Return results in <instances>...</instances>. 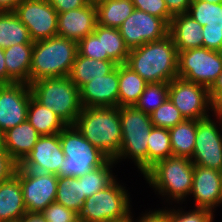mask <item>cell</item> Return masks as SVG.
Returning <instances> with one entry per match:
<instances>
[{
	"label": "cell",
	"instance_id": "1",
	"mask_svg": "<svg viewBox=\"0 0 222 222\" xmlns=\"http://www.w3.org/2000/svg\"><path fill=\"white\" fill-rule=\"evenodd\" d=\"M125 64L147 83H170L178 77V51L172 36L131 49Z\"/></svg>",
	"mask_w": 222,
	"mask_h": 222
},
{
	"label": "cell",
	"instance_id": "2",
	"mask_svg": "<svg viewBox=\"0 0 222 222\" xmlns=\"http://www.w3.org/2000/svg\"><path fill=\"white\" fill-rule=\"evenodd\" d=\"M74 125L110 159L118 156L122 141L119 107H82Z\"/></svg>",
	"mask_w": 222,
	"mask_h": 222
},
{
	"label": "cell",
	"instance_id": "3",
	"mask_svg": "<svg viewBox=\"0 0 222 222\" xmlns=\"http://www.w3.org/2000/svg\"><path fill=\"white\" fill-rule=\"evenodd\" d=\"M78 43L63 37H52L33 44L29 84L45 78L69 76Z\"/></svg>",
	"mask_w": 222,
	"mask_h": 222
},
{
	"label": "cell",
	"instance_id": "4",
	"mask_svg": "<svg viewBox=\"0 0 222 222\" xmlns=\"http://www.w3.org/2000/svg\"><path fill=\"white\" fill-rule=\"evenodd\" d=\"M194 164L188 157L171 156L156 162L144 174L145 180L162 197L183 202L190 195Z\"/></svg>",
	"mask_w": 222,
	"mask_h": 222
},
{
	"label": "cell",
	"instance_id": "5",
	"mask_svg": "<svg viewBox=\"0 0 222 222\" xmlns=\"http://www.w3.org/2000/svg\"><path fill=\"white\" fill-rule=\"evenodd\" d=\"M121 119L122 141L118 160L132 159L138 170L145 173L148 170V138L153 128L151 116L140 111L135 106L119 107Z\"/></svg>",
	"mask_w": 222,
	"mask_h": 222
},
{
	"label": "cell",
	"instance_id": "6",
	"mask_svg": "<svg viewBox=\"0 0 222 222\" xmlns=\"http://www.w3.org/2000/svg\"><path fill=\"white\" fill-rule=\"evenodd\" d=\"M32 96L43 106L51 109L67 125H74L82 105L79 88L69 76L45 78L30 83Z\"/></svg>",
	"mask_w": 222,
	"mask_h": 222
},
{
	"label": "cell",
	"instance_id": "7",
	"mask_svg": "<svg viewBox=\"0 0 222 222\" xmlns=\"http://www.w3.org/2000/svg\"><path fill=\"white\" fill-rule=\"evenodd\" d=\"M59 138L65 159L59 167L58 177H80L103 166L110 158L83 137L75 125H67Z\"/></svg>",
	"mask_w": 222,
	"mask_h": 222
},
{
	"label": "cell",
	"instance_id": "8",
	"mask_svg": "<svg viewBox=\"0 0 222 222\" xmlns=\"http://www.w3.org/2000/svg\"><path fill=\"white\" fill-rule=\"evenodd\" d=\"M116 180L85 199L79 213L80 221L113 222L124 220L132 215L128 191Z\"/></svg>",
	"mask_w": 222,
	"mask_h": 222
},
{
	"label": "cell",
	"instance_id": "9",
	"mask_svg": "<svg viewBox=\"0 0 222 222\" xmlns=\"http://www.w3.org/2000/svg\"><path fill=\"white\" fill-rule=\"evenodd\" d=\"M222 72V52L205 47L178 52L177 76L210 89Z\"/></svg>",
	"mask_w": 222,
	"mask_h": 222
},
{
	"label": "cell",
	"instance_id": "10",
	"mask_svg": "<svg viewBox=\"0 0 222 222\" xmlns=\"http://www.w3.org/2000/svg\"><path fill=\"white\" fill-rule=\"evenodd\" d=\"M168 98L187 120L205 119L209 110L215 112L208 88L179 77L169 83Z\"/></svg>",
	"mask_w": 222,
	"mask_h": 222
},
{
	"label": "cell",
	"instance_id": "11",
	"mask_svg": "<svg viewBox=\"0 0 222 222\" xmlns=\"http://www.w3.org/2000/svg\"><path fill=\"white\" fill-rule=\"evenodd\" d=\"M214 114L216 122L210 116L197 120L195 146L190 160L194 165L222 171V113L215 111ZM218 121L221 129L216 125Z\"/></svg>",
	"mask_w": 222,
	"mask_h": 222
},
{
	"label": "cell",
	"instance_id": "12",
	"mask_svg": "<svg viewBox=\"0 0 222 222\" xmlns=\"http://www.w3.org/2000/svg\"><path fill=\"white\" fill-rule=\"evenodd\" d=\"M27 213H41L56 201L58 176L17 168Z\"/></svg>",
	"mask_w": 222,
	"mask_h": 222
},
{
	"label": "cell",
	"instance_id": "13",
	"mask_svg": "<svg viewBox=\"0 0 222 222\" xmlns=\"http://www.w3.org/2000/svg\"><path fill=\"white\" fill-rule=\"evenodd\" d=\"M14 12L27 27L33 42L57 36L58 13L46 0H23Z\"/></svg>",
	"mask_w": 222,
	"mask_h": 222
},
{
	"label": "cell",
	"instance_id": "14",
	"mask_svg": "<svg viewBox=\"0 0 222 222\" xmlns=\"http://www.w3.org/2000/svg\"><path fill=\"white\" fill-rule=\"evenodd\" d=\"M118 30L131 50L164 38L169 34V25L157 16L135 9Z\"/></svg>",
	"mask_w": 222,
	"mask_h": 222
},
{
	"label": "cell",
	"instance_id": "15",
	"mask_svg": "<svg viewBox=\"0 0 222 222\" xmlns=\"http://www.w3.org/2000/svg\"><path fill=\"white\" fill-rule=\"evenodd\" d=\"M31 96L29 84H2L0 87V131L2 133L27 120Z\"/></svg>",
	"mask_w": 222,
	"mask_h": 222
},
{
	"label": "cell",
	"instance_id": "16",
	"mask_svg": "<svg viewBox=\"0 0 222 222\" xmlns=\"http://www.w3.org/2000/svg\"><path fill=\"white\" fill-rule=\"evenodd\" d=\"M65 154L59 133L40 136L32 151L19 163V168L42 173L59 174Z\"/></svg>",
	"mask_w": 222,
	"mask_h": 222
},
{
	"label": "cell",
	"instance_id": "17",
	"mask_svg": "<svg viewBox=\"0 0 222 222\" xmlns=\"http://www.w3.org/2000/svg\"><path fill=\"white\" fill-rule=\"evenodd\" d=\"M190 195L195 207L213 210L222 205V173L216 169L194 165L193 182Z\"/></svg>",
	"mask_w": 222,
	"mask_h": 222
},
{
	"label": "cell",
	"instance_id": "18",
	"mask_svg": "<svg viewBox=\"0 0 222 222\" xmlns=\"http://www.w3.org/2000/svg\"><path fill=\"white\" fill-rule=\"evenodd\" d=\"M79 93L82 107H118L119 65L111 73L84 84Z\"/></svg>",
	"mask_w": 222,
	"mask_h": 222
},
{
	"label": "cell",
	"instance_id": "19",
	"mask_svg": "<svg viewBox=\"0 0 222 222\" xmlns=\"http://www.w3.org/2000/svg\"><path fill=\"white\" fill-rule=\"evenodd\" d=\"M97 24L96 4L91 1L87 6L58 13L57 36L78 43L84 37L93 33Z\"/></svg>",
	"mask_w": 222,
	"mask_h": 222
},
{
	"label": "cell",
	"instance_id": "20",
	"mask_svg": "<svg viewBox=\"0 0 222 222\" xmlns=\"http://www.w3.org/2000/svg\"><path fill=\"white\" fill-rule=\"evenodd\" d=\"M40 136L26 120L3 133L4 149L19 164L32 151Z\"/></svg>",
	"mask_w": 222,
	"mask_h": 222
},
{
	"label": "cell",
	"instance_id": "21",
	"mask_svg": "<svg viewBox=\"0 0 222 222\" xmlns=\"http://www.w3.org/2000/svg\"><path fill=\"white\" fill-rule=\"evenodd\" d=\"M202 26L187 13L173 16L169 25L177 51L203 47Z\"/></svg>",
	"mask_w": 222,
	"mask_h": 222
},
{
	"label": "cell",
	"instance_id": "22",
	"mask_svg": "<svg viewBox=\"0 0 222 222\" xmlns=\"http://www.w3.org/2000/svg\"><path fill=\"white\" fill-rule=\"evenodd\" d=\"M33 44H17L4 49L7 84H29Z\"/></svg>",
	"mask_w": 222,
	"mask_h": 222
},
{
	"label": "cell",
	"instance_id": "23",
	"mask_svg": "<svg viewBox=\"0 0 222 222\" xmlns=\"http://www.w3.org/2000/svg\"><path fill=\"white\" fill-rule=\"evenodd\" d=\"M27 213L19 178L0 183V222L19 220Z\"/></svg>",
	"mask_w": 222,
	"mask_h": 222
},
{
	"label": "cell",
	"instance_id": "24",
	"mask_svg": "<svg viewBox=\"0 0 222 222\" xmlns=\"http://www.w3.org/2000/svg\"><path fill=\"white\" fill-rule=\"evenodd\" d=\"M117 65L113 60H95L77 53L69 77L80 89L94 78L111 73Z\"/></svg>",
	"mask_w": 222,
	"mask_h": 222
},
{
	"label": "cell",
	"instance_id": "25",
	"mask_svg": "<svg viewBox=\"0 0 222 222\" xmlns=\"http://www.w3.org/2000/svg\"><path fill=\"white\" fill-rule=\"evenodd\" d=\"M27 120L41 136L60 133L67 126L58 115L40 104L33 96L28 105Z\"/></svg>",
	"mask_w": 222,
	"mask_h": 222
},
{
	"label": "cell",
	"instance_id": "26",
	"mask_svg": "<svg viewBox=\"0 0 222 222\" xmlns=\"http://www.w3.org/2000/svg\"><path fill=\"white\" fill-rule=\"evenodd\" d=\"M98 24L103 27L118 28L133 13L131 0H97Z\"/></svg>",
	"mask_w": 222,
	"mask_h": 222
},
{
	"label": "cell",
	"instance_id": "27",
	"mask_svg": "<svg viewBox=\"0 0 222 222\" xmlns=\"http://www.w3.org/2000/svg\"><path fill=\"white\" fill-rule=\"evenodd\" d=\"M148 83L125 63L119 65L118 107L135 106Z\"/></svg>",
	"mask_w": 222,
	"mask_h": 222
},
{
	"label": "cell",
	"instance_id": "28",
	"mask_svg": "<svg viewBox=\"0 0 222 222\" xmlns=\"http://www.w3.org/2000/svg\"><path fill=\"white\" fill-rule=\"evenodd\" d=\"M17 44H34L27 27L12 12H0V48Z\"/></svg>",
	"mask_w": 222,
	"mask_h": 222
},
{
	"label": "cell",
	"instance_id": "29",
	"mask_svg": "<svg viewBox=\"0 0 222 222\" xmlns=\"http://www.w3.org/2000/svg\"><path fill=\"white\" fill-rule=\"evenodd\" d=\"M168 130L170 133L172 156L191 158L195 146L197 120L185 119Z\"/></svg>",
	"mask_w": 222,
	"mask_h": 222
},
{
	"label": "cell",
	"instance_id": "30",
	"mask_svg": "<svg viewBox=\"0 0 222 222\" xmlns=\"http://www.w3.org/2000/svg\"><path fill=\"white\" fill-rule=\"evenodd\" d=\"M86 197L83 193L82 181L71 176L58 177L56 202L73 212H81Z\"/></svg>",
	"mask_w": 222,
	"mask_h": 222
},
{
	"label": "cell",
	"instance_id": "31",
	"mask_svg": "<svg viewBox=\"0 0 222 222\" xmlns=\"http://www.w3.org/2000/svg\"><path fill=\"white\" fill-rule=\"evenodd\" d=\"M93 33L97 37H102L103 55H108L118 65L126 63L130 50L118 28L97 24Z\"/></svg>",
	"mask_w": 222,
	"mask_h": 222
},
{
	"label": "cell",
	"instance_id": "32",
	"mask_svg": "<svg viewBox=\"0 0 222 222\" xmlns=\"http://www.w3.org/2000/svg\"><path fill=\"white\" fill-rule=\"evenodd\" d=\"M187 14L202 27L207 25V28L222 29V3L192 0Z\"/></svg>",
	"mask_w": 222,
	"mask_h": 222
},
{
	"label": "cell",
	"instance_id": "33",
	"mask_svg": "<svg viewBox=\"0 0 222 222\" xmlns=\"http://www.w3.org/2000/svg\"><path fill=\"white\" fill-rule=\"evenodd\" d=\"M114 164H116L114 159H109L103 166L78 177L82 181L83 193L86 198L106 188L116 179L111 170Z\"/></svg>",
	"mask_w": 222,
	"mask_h": 222
},
{
	"label": "cell",
	"instance_id": "34",
	"mask_svg": "<svg viewBox=\"0 0 222 222\" xmlns=\"http://www.w3.org/2000/svg\"><path fill=\"white\" fill-rule=\"evenodd\" d=\"M148 169L156 162L172 156L170 133L166 128L153 127L148 138Z\"/></svg>",
	"mask_w": 222,
	"mask_h": 222
},
{
	"label": "cell",
	"instance_id": "35",
	"mask_svg": "<svg viewBox=\"0 0 222 222\" xmlns=\"http://www.w3.org/2000/svg\"><path fill=\"white\" fill-rule=\"evenodd\" d=\"M169 97V83H148L140 95L135 107L146 114H151Z\"/></svg>",
	"mask_w": 222,
	"mask_h": 222
},
{
	"label": "cell",
	"instance_id": "36",
	"mask_svg": "<svg viewBox=\"0 0 222 222\" xmlns=\"http://www.w3.org/2000/svg\"><path fill=\"white\" fill-rule=\"evenodd\" d=\"M150 116L153 127L166 129H170L185 120L169 98L153 111Z\"/></svg>",
	"mask_w": 222,
	"mask_h": 222
},
{
	"label": "cell",
	"instance_id": "37",
	"mask_svg": "<svg viewBox=\"0 0 222 222\" xmlns=\"http://www.w3.org/2000/svg\"><path fill=\"white\" fill-rule=\"evenodd\" d=\"M78 53L95 60H112L108 55H103L102 37L91 33L78 42Z\"/></svg>",
	"mask_w": 222,
	"mask_h": 222
},
{
	"label": "cell",
	"instance_id": "38",
	"mask_svg": "<svg viewBox=\"0 0 222 222\" xmlns=\"http://www.w3.org/2000/svg\"><path fill=\"white\" fill-rule=\"evenodd\" d=\"M169 209V222H213L214 214L208 209L195 208L190 212Z\"/></svg>",
	"mask_w": 222,
	"mask_h": 222
},
{
	"label": "cell",
	"instance_id": "39",
	"mask_svg": "<svg viewBox=\"0 0 222 222\" xmlns=\"http://www.w3.org/2000/svg\"><path fill=\"white\" fill-rule=\"evenodd\" d=\"M135 9L163 19L170 25L173 16L169 13L165 0H131Z\"/></svg>",
	"mask_w": 222,
	"mask_h": 222
},
{
	"label": "cell",
	"instance_id": "40",
	"mask_svg": "<svg viewBox=\"0 0 222 222\" xmlns=\"http://www.w3.org/2000/svg\"><path fill=\"white\" fill-rule=\"evenodd\" d=\"M41 214L47 222H77L79 215L59 203L52 202Z\"/></svg>",
	"mask_w": 222,
	"mask_h": 222
},
{
	"label": "cell",
	"instance_id": "41",
	"mask_svg": "<svg viewBox=\"0 0 222 222\" xmlns=\"http://www.w3.org/2000/svg\"><path fill=\"white\" fill-rule=\"evenodd\" d=\"M203 47L222 52V29L203 26Z\"/></svg>",
	"mask_w": 222,
	"mask_h": 222
},
{
	"label": "cell",
	"instance_id": "42",
	"mask_svg": "<svg viewBox=\"0 0 222 222\" xmlns=\"http://www.w3.org/2000/svg\"><path fill=\"white\" fill-rule=\"evenodd\" d=\"M19 164L4 150L0 151V183L12 178Z\"/></svg>",
	"mask_w": 222,
	"mask_h": 222
},
{
	"label": "cell",
	"instance_id": "43",
	"mask_svg": "<svg viewBox=\"0 0 222 222\" xmlns=\"http://www.w3.org/2000/svg\"><path fill=\"white\" fill-rule=\"evenodd\" d=\"M57 11L63 13L87 6L91 0H46Z\"/></svg>",
	"mask_w": 222,
	"mask_h": 222
},
{
	"label": "cell",
	"instance_id": "44",
	"mask_svg": "<svg viewBox=\"0 0 222 222\" xmlns=\"http://www.w3.org/2000/svg\"><path fill=\"white\" fill-rule=\"evenodd\" d=\"M209 95L215 111H220L222 109V72L209 89Z\"/></svg>",
	"mask_w": 222,
	"mask_h": 222
},
{
	"label": "cell",
	"instance_id": "45",
	"mask_svg": "<svg viewBox=\"0 0 222 222\" xmlns=\"http://www.w3.org/2000/svg\"><path fill=\"white\" fill-rule=\"evenodd\" d=\"M137 222H169V209L149 211L142 214V217H140Z\"/></svg>",
	"mask_w": 222,
	"mask_h": 222
},
{
	"label": "cell",
	"instance_id": "46",
	"mask_svg": "<svg viewBox=\"0 0 222 222\" xmlns=\"http://www.w3.org/2000/svg\"><path fill=\"white\" fill-rule=\"evenodd\" d=\"M169 13L172 16L187 13L192 0H165Z\"/></svg>",
	"mask_w": 222,
	"mask_h": 222
},
{
	"label": "cell",
	"instance_id": "47",
	"mask_svg": "<svg viewBox=\"0 0 222 222\" xmlns=\"http://www.w3.org/2000/svg\"><path fill=\"white\" fill-rule=\"evenodd\" d=\"M23 0H0V12L15 11Z\"/></svg>",
	"mask_w": 222,
	"mask_h": 222
},
{
	"label": "cell",
	"instance_id": "48",
	"mask_svg": "<svg viewBox=\"0 0 222 222\" xmlns=\"http://www.w3.org/2000/svg\"><path fill=\"white\" fill-rule=\"evenodd\" d=\"M19 222H47L41 213H26Z\"/></svg>",
	"mask_w": 222,
	"mask_h": 222
},
{
	"label": "cell",
	"instance_id": "49",
	"mask_svg": "<svg viewBox=\"0 0 222 222\" xmlns=\"http://www.w3.org/2000/svg\"><path fill=\"white\" fill-rule=\"evenodd\" d=\"M0 83L7 84V68L5 65L4 49L0 48Z\"/></svg>",
	"mask_w": 222,
	"mask_h": 222
},
{
	"label": "cell",
	"instance_id": "50",
	"mask_svg": "<svg viewBox=\"0 0 222 222\" xmlns=\"http://www.w3.org/2000/svg\"><path fill=\"white\" fill-rule=\"evenodd\" d=\"M3 133L0 131V151H4Z\"/></svg>",
	"mask_w": 222,
	"mask_h": 222
},
{
	"label": "cell",
	"instance_id": "51",
	"mask_svg": "<svg viewBox=\"0 0 222 222\" xmlns=\"http://www.w3.org/2000/svg\"><path fill=\"white\" fill-rule=\"evenodd\" d=\"M200 1H206L208 3H214V4L222 3V0H200Z\"/></svg>",
	"mask_w": 222,
	"mask_h": 222
},
{
	"label": "cell",
	"instance_id": "52",
	"mask_svg": "<svg viewBox=\"0 0 222 222\" xmlns=\"http://www.w3.org/2000/svg\"><path fill=\"white\" fill-rule=\"evenodd\" d=\"M133 217L132 216H130V217H128V218H126V219H124V220H121V221H113V222H133Z\"/></svg>",
	"mask_w": 222,
	"mask_h": 222
},
{
	"label": "cell",
	"instance_id": "53",
	"mask_svg": "<svg viewBox=\"0 0 222 222\" xmlns=\"http://www.w3.org/2000/svg\"><path fill=\"white\" fill-rule=\"evenodd\" d=\"M7 222H19V220L7 221Z\"/></svg>",
	"mask_w": 222,
	"mask_h": 222
}]
</instances>
